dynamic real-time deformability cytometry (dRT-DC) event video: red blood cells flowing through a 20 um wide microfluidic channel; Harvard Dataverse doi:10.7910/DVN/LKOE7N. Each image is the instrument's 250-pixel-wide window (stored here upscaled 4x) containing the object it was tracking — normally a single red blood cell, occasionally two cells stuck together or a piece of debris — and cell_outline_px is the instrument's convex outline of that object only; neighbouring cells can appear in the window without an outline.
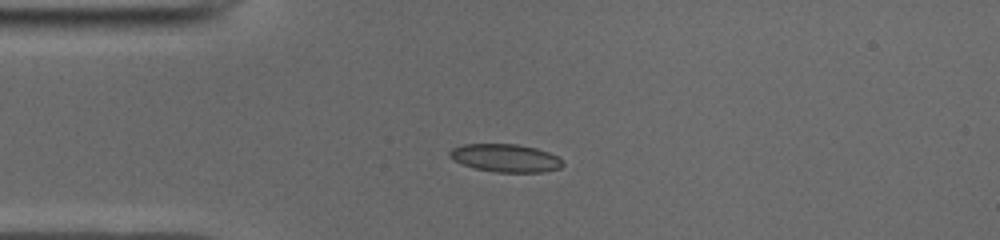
{"species": "common noctule bat (a hibernating species)", "species_latin": "Nyctalus noctula", "temperature_condition": "cold", "stored_images_in_passage": 39, "camera_frame_rate_fps": 3000, "um_per_image_px": 0.085, "animal": {"sex": "male", "body_mass_g": 19.0, "forearm_length_mm": 50.8}, "frame": {"image": 1, "passage_image": 1, "time_ms": 0.0, "image_size_px": [1000, 240], "cell_outline_px": [[564, 164], [560, 168], [544, 172], [496, 172], [476, 168], [460, 164], [452, 160], [448, 156], [448, 152], [452, 148], [464, 144], [516, 144], [536, 148], [548, 152], [556, 156]], "centroid_in_image_um": [42.92, 13.43], "position_along_channel_um": 42.1, "area_um2": 18.44}}
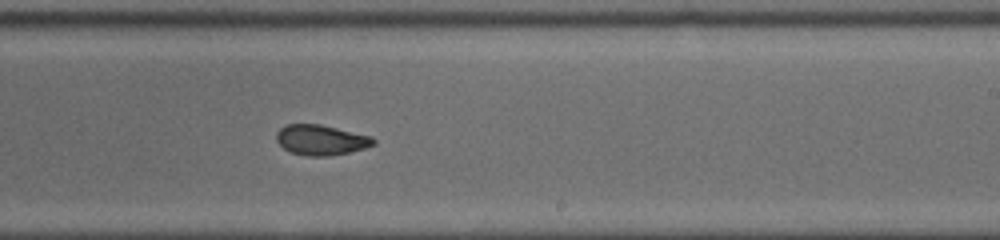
{"frame": {"image": 2, "passage_image": 19, "time_ms": 6.0, "image_size_px": [1000, 240], "cell_outline_px": [[376, 144], [364, 148], [348, 152], [328, 156], [304, 156], [292, 152], [284, 148], [276, 140], [276, 132], [280, 128], [288, 124], [320, 124], [372, 136], [376, 140]], "centroid_in_image_um": [27.29, 11.89], "position_along_channel_um": 261.7, "area_um2": 17.11}}
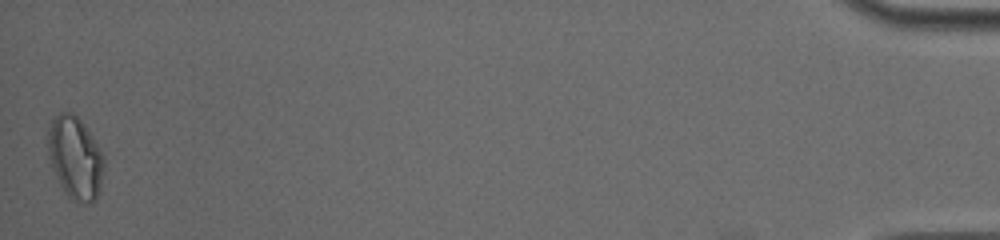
{"frame": {"image": 3, "passage_image": 39, "time_ms": 12.667, "image_size_px": [1000, 240], "cell_outline_px": [[104, 164], [100, 192], [88, 204], [80, 204], [72, 200], [68, 196], [60, 184], [56, 176], [48, 156], [48, 132], [52, 120], [60, 112], [72, 112], [80, 120], [92, 136], [104, 156]], "centroid_in_image_um": [6.4, 13.43], "position_along_channel_um": 428.8, "area_um2": 26.76}, "authors_computed_cell_mechanics": {"area_um2": 17.7446, "velocity_mm_per_s": 3.9562, "shape_relaxation_time_tau1_ms": 4.2014, "shape_relaxation_time_tau2_ms": 1.659, "deformation_change_tau1": 0.1402, "deformation_change_tau2": 0.0629}}